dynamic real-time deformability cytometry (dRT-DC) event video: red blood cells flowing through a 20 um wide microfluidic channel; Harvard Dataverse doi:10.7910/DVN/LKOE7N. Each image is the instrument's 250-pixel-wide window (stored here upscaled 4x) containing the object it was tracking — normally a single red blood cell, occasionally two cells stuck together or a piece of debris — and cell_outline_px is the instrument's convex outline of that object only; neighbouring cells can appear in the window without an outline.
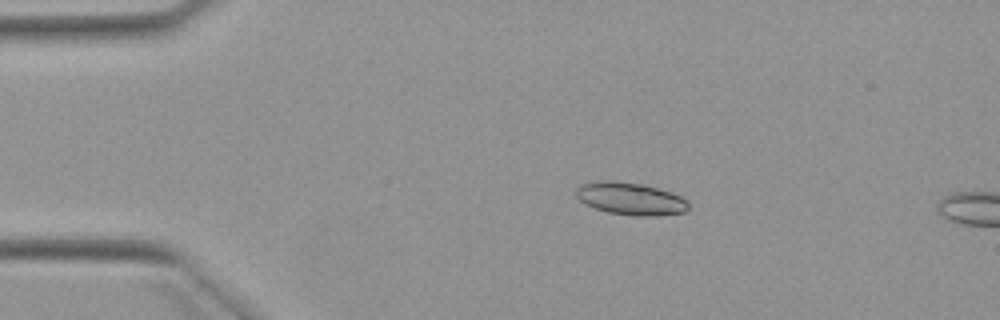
{"species": "Egyptian fruit bat (a non-hibernating species)", "species_latin": "Rousettus aegyptiacus", "temperature_condition": "warm", "stored_images_in_passage": 2, "camera_frame_rate_fps": 3000, "um_per_image_px": 0.085, "animal": {"sex": "female"}, "frame": {"image": 1, "passage_image": 1, "time_ms": 0.0, "image_size_px": [1000, 320], "cell_outline_px": [[688, 208], [684, 212], [660, 216], [632, 216], [608, 212], [584, 204], [576, 196], [576, 188], [580, 184], [600, 180], [616, 180], [644, 184], [680, 196], [688, 200]], "centroid_in_image_um": [53.57, 16.88], "position_along_channel_um": 31.4, "area_um2": 21.44}}